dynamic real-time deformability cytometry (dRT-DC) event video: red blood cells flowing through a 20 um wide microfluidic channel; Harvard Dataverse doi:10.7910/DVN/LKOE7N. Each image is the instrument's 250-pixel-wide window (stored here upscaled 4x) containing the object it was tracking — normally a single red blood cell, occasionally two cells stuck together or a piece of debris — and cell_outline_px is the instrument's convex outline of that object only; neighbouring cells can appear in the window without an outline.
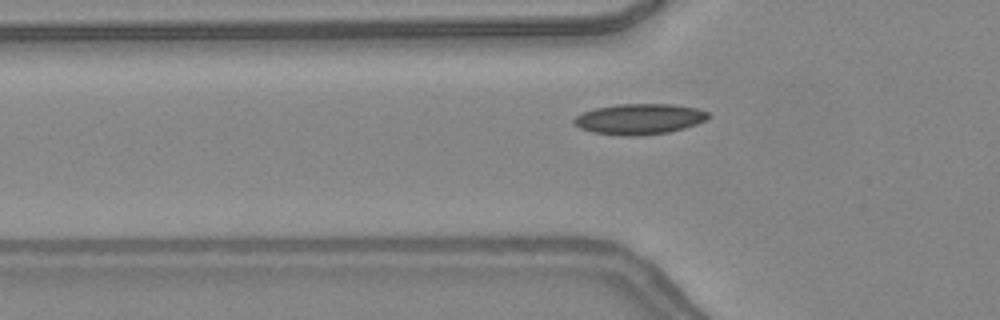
{"species": "common noctule bat (a hibernating species)", "species_latin": "Nyctalus noctula", "temperature_condition": "warm", "stored_images_in_passage": 45, "camera_frame_rate_fps": 3000, "um_per_image_px": 0.085, "animal": {"sex": "female", "body_mass_g": 24.6, "forearm_length_mm": 56.2}, "frame": {"image": 1, "passage_image": 14, "time_ms": 4.333, "image_size_px": [1000, 320], "cell_outline_px": [[712, 116], [696, 124], [684, 128], [668, 132], [636, 136], [620, 136], [592, 132], [580, 128], [572, 120], [576, 116], [584, 112], [596, 108], [616, 104], [672, 104], [696, 108], [708, 112]], "centroid_in_image_um": [54.35, 10.12], "position_along_channel_um": 71.5, "area_um2": 23.93}}
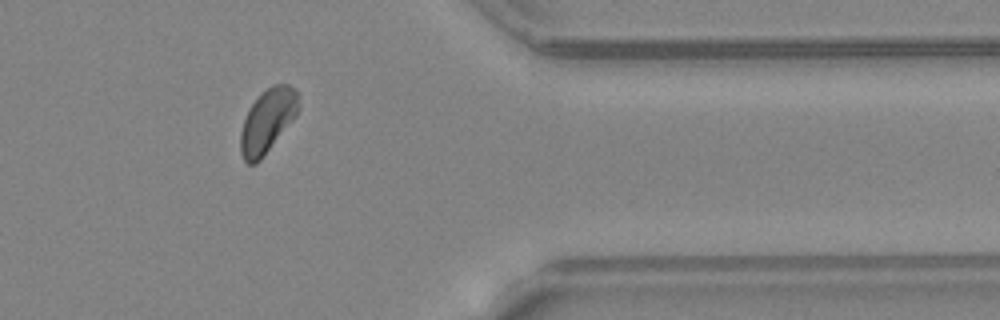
{"frame": {"image": 2, "passage_image": 37, "time_ms": 12.0, "image_size_px": [1000, 320], "cell_outline_px": [[300, 108], [296, 116], [260, 160], [256, 164], [248, 164], [244, 160], [240, 152], [240, 132], [244, 120], [252, 104], [272, 84], [288, 84], [296, 92]], "centroid_in_image_um": [22.73, 10.3], "position_along_channel_um": 388.7, "area_um2": 21.1}}
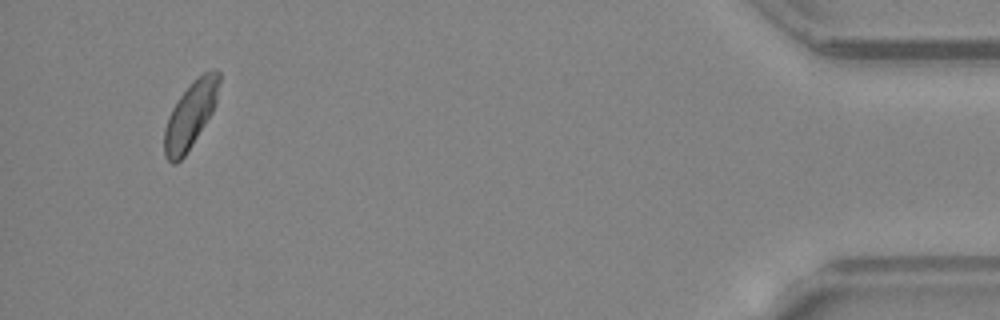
{"frame": {"image": 3, "passage_image": 43, "time_ms": 14.0, "image_size_px": [1000, 320], "cell_outline_px": [[220, 80], [216, 100], [212, 112], [184, 156], [176, 164], [172, 164], [164, 156], [164, 128], [168, 116], [172, 108], [180, 96], [204, 72], [212, 68], [216, 68], [220, 72]], "centroid_in_image_um": [16.17, 9.78], "position_along_channel_um": 419.0, "area_um2": 20.75}, "authors_computed_cell_mechanics": {"area_um2": 21.386, "velocity_mm_per_s": 4.3497, "shape_relaxation_time_tau1_ms": 5.0366, "shape_relaxation_time_tau2_ms": null, "deformation_change_tau1": 0.1085, "deformation_change_tau2": null}}